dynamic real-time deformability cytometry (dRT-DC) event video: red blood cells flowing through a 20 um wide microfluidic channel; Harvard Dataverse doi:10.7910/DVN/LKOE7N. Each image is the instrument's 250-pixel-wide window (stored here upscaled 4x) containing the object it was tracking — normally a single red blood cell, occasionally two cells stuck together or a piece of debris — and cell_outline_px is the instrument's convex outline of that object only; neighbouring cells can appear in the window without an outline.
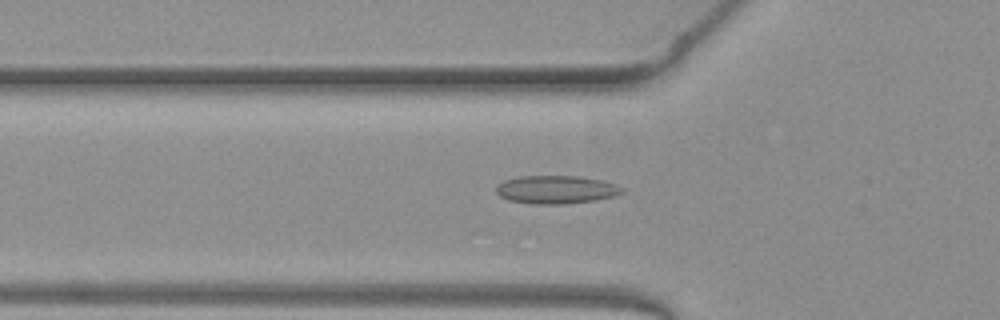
{"species": "common noctule bat (a hibernating species)", "species_latin": "Nyctalus noctula", "temperature_condition": "warm", "stored_images_in_passage": 51, "camera_frame_rate_fps": 3000, "um_per_image_px": 0.085, "animal": {"sex": "female", "body_mass_g": 19.3, "forearm_length_mm": 54.1}, "frame": {"image": 1, "passage_image": 17, "time_ms": 5.333, "image_size_px": [1000, 320], "cell_outline_px": [[624, 192], [612, 196], [596, 200], [564, 204], [536, 204], [508, 200], [500, 196], [496, 192], [496, 184], [504, 180], [520, 176], [580, 176], [600, 180], [616, 184], [624, 188]], "centroid_in_image_um": [47.25, 16.11], "position_along_channel_um": 78.5, "area_um2": 20.69}}
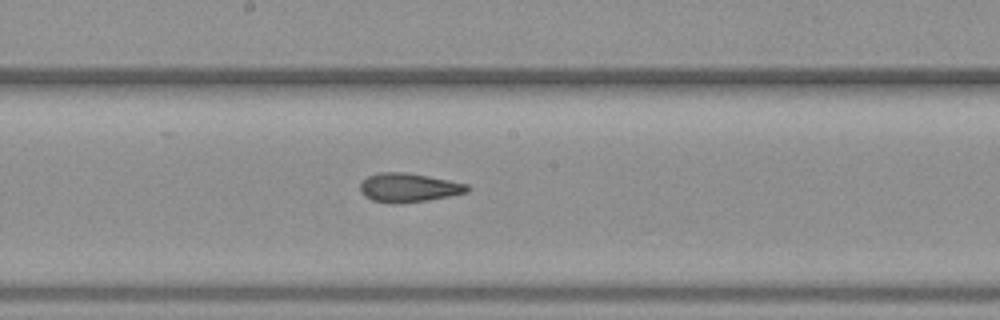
{"frame": {"image": 2, "passage_image": 27, "time_ms": 8.667, "image_size_px": [1000, 320], "cell_outline_px": [[472, 188], [468, 192], [428, 200], [392, 204], [372, 200], [364, 196], [360, 192], [360, 184], [368, 176], [380, 172], [404, 172], [428, 176], [468, 184]], "centroid_in_image_um": [34.73, 15.95], "position_along_channel_um": 213.5, "area_um2": 18.03}}
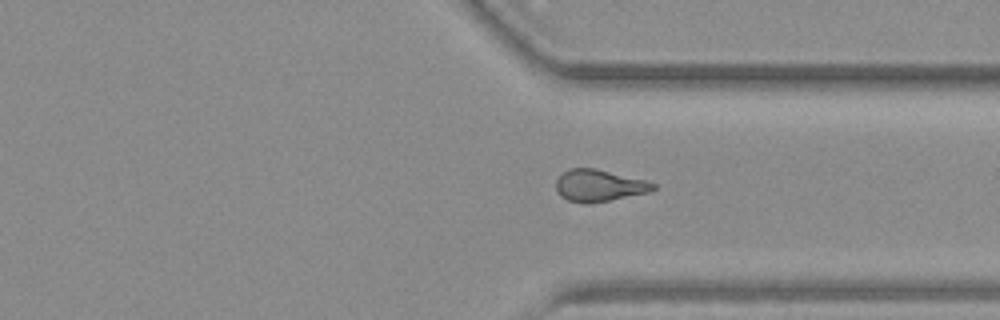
{"frame": {"image": 3, "passage_image": 38, "time_ms": 12.333, "image_size_px": [1000, 320], "cell_outline_px": [[656, 188], [648, 192], [608, 200], [568, 200], [560, 196], [556, 192], [556, 180], [568, 168], [596, 168], [644, 180], [656, 184]], "centroid_in_image_um": [50.91, 15.72], "position_along_channel_um": 360.5, "area_um2": 17.28}, "authors_computed_cell_mechanics": {"area_um2": 18.4382, "velocity_mm_per_s": 4.0207, "shape_relaxation_time_tau1_ms": null, "shape_relaxation_time_tau2_ms": 3.6157, "deformation_change_tau1": null, "deformation_change_tau2": 0.1191}}